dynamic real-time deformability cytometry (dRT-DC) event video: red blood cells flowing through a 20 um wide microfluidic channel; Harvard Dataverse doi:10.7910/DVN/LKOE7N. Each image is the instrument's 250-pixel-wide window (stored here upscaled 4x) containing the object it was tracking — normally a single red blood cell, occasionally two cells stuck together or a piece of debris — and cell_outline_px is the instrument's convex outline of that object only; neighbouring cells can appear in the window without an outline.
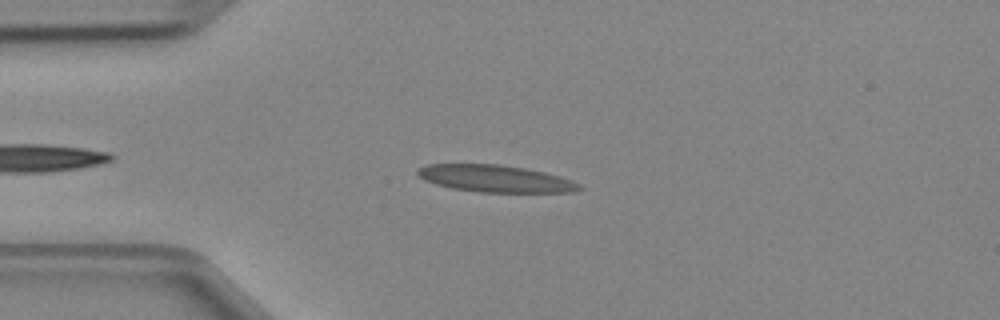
{"species": "Egyptian fruit bat (a non-hibernating species)", "species_latin": "Rousettus aegyptiacus", "temperature_condition": "cold", "stored_images_in_passage": 2, "camera_frame_rate_fps": 3000, "um_per_image_px": 0.085, "animal": {"sex": "female"}, "frame": {"image": 1, "passage_image": 1, "time_ms": 0.0, "image_size_px": [1000, 320], "cell_outline_px": [[584, 188], [572, 192], [480, 192], [452, 188], [436, 184], [424, 180], [416, 176], [416, 168], [424, 164], [500, 164], [524, 168], [544, 172], [560, 176], [580, 184]], "centroid_in_image_um": [42.05, 15.17], "position_along_channel_um": 43.0, "area_um2": 25.61}}